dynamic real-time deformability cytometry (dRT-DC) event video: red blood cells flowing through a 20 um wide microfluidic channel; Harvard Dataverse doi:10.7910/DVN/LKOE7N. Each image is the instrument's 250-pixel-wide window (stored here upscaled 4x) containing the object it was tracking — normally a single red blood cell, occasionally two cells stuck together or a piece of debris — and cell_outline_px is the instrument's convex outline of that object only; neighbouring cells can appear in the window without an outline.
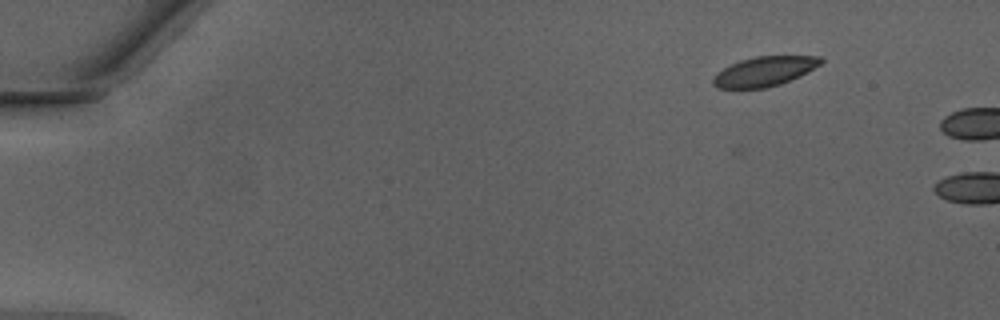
{"species": "Egyptian fruit bat (a non-hibernating species)", "species_latin": "Rousettus aegyptiacus", "temperature_condition": "warm", "stored_images_in_passage": 4, "camera_frame_rate_fps": 3000, "um_per_image_px": 0.085, "animal": {"sex": "male"}, "frame": {"image": 1, "passage_image": 1, "time_ms": 0.0, "image_size_px": [1000, 320], "cell_outline_px": [[824, 60], [820, 64], [800, 76], [780, 84], [764, 88], [716, 88], [712, 84], [712, 80], [724, 68], [740, 60], [756, 56], [820, 56]], "centroid_in_image_um": [64.99, 6.06], "position_along_channel_um": 20.0, "area_um2": 18.32}}